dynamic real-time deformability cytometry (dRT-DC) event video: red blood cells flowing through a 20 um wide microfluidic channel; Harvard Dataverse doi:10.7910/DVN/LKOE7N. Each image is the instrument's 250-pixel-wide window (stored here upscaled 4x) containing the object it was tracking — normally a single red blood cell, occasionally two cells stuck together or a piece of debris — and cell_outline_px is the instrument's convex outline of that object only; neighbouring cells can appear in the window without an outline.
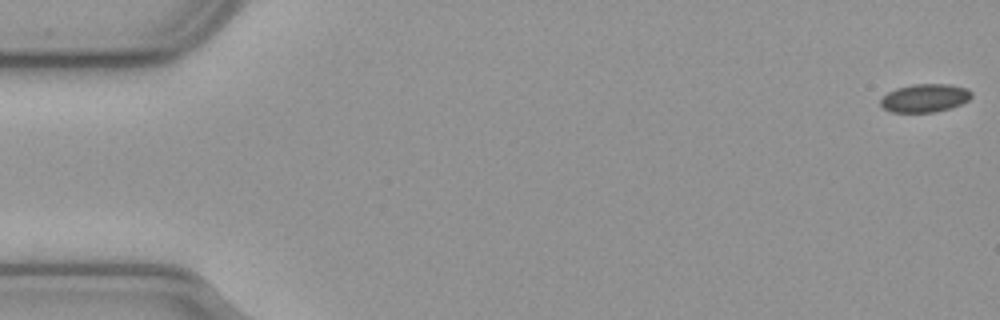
{"species": "common noctule bat (a hibernating species)", "species_latin": "Nyctalus noctula", "temperature_condition": "cold", "stored_images_in_passage": 56, "camera_frame_rate_fps": 3000, "um_per_image_px": 0.085, "animal": {"sex": "male", "body_mass_g": 23.1, "forearm_length_mm": 52.7}, "frame": {"image": 1, "passage_image": 1, "time_ms": 0.0, "image_size_px": [1000, 320], "cell_outline_px": [[972, 96], [968, 100], [960, 104], [948, 108], [932, 112], [892, 112], [884, 108], [880, 104], [880, 100], [888, 92], [896, 88], [912, 84], [948, 84], [968, 88], [972, 92]], "centroid_in_image_um": [78.61, 8.32], "position_along_channel_um": 6.4, "area_um2": 14.85}}
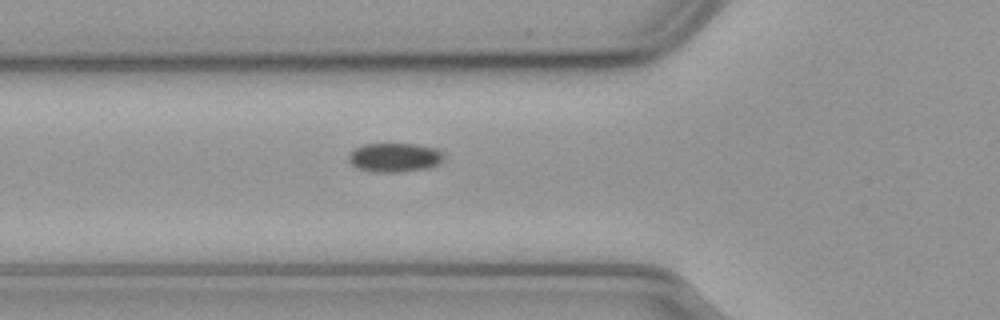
{"frame": {"image": 2, "passage_image": 20, "time_ms": 6.333, "image_size_px": [1000, 320], "cell_outline_px": [[440, 160], [436, 164], [428, 168], [396, 172], [376, 172], [356, 168], [348, 160], [348, 156], [356, 148], [364, 144], [416, 144], [432, 148], [440, 152]], "centroid_in_image_um": [33.45, 13.39], "position_along_channel_um": 92.3, "area_um2": 15.61}}
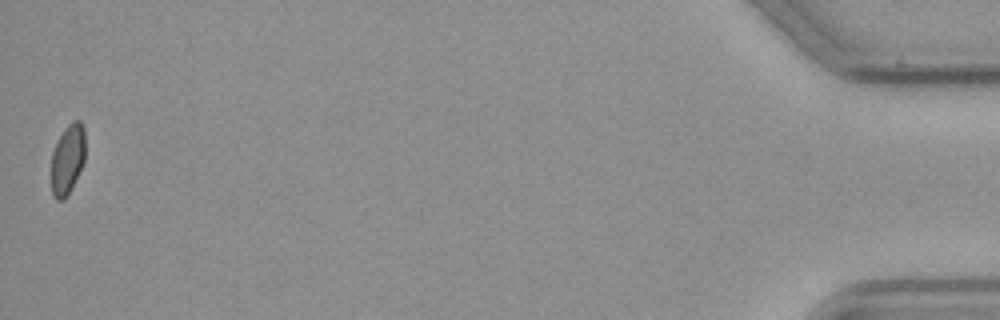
{"frame": {"image": 3, "passage_image": 56, "time_ms": 18.333, "image_size_px": [1000, 320], "cell_outline_px": [[84, 160], [64, 200], [56, 200], [52, 196], [52, 152], [64, 128], [72, 120], [80, 120], [84, 128]], "centroid_in_image_um": [5.73, 13.5], "position_along_channel_um": 429.5, "area_um2": 13.47}}